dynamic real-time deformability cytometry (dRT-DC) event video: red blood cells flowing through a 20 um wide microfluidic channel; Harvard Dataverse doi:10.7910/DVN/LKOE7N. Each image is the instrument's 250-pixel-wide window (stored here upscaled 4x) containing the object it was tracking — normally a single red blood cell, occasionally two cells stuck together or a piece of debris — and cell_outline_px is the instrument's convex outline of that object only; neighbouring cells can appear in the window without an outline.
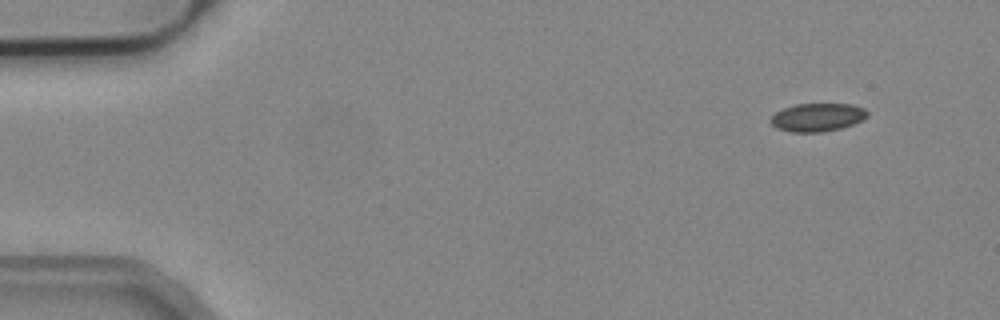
{"species": "common noctule bat (a hibernating species)", "species_latin": "Nyctalus noctula", "temperature_condition": "cold", "stored_images_in_passage": 50, "camera_frame_rate_fps": 3000, "um_per_image_px": 0.085, "animal": {"sex": "male", "body_mass_g": 19.2, "forearm_length_mm": 51.8}, "frame": {"image": 1, "passage_image": 1, "time_ms": 0.0, "image_size_px": [1000, 320], "cell_outline_px": [[868, 116], [864, 120], [840, 128], [820, 132], [792, 132], [776, 128], [768, 120], [776, 112], [784, 108], [796, 104], [852, 104], [864, 108], [868, 112]], "centroid_in_image_um": [69.48, 9.97], "position_along_channel_um": 15.5, "area_um2": 15.9}}
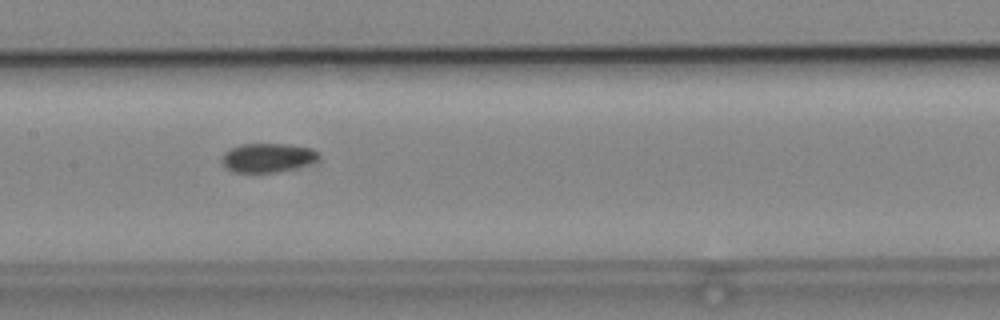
{"frame": {"image": 2, "passage_image": 23, "time_ms": 7.333, "image_size_px": [1000, 320], "cell_outline_px": [[320, 156], [316, 160], [308, 164], [276, 172], [232, 172], [224, 168], [220, 160], [220, 156], [224, 152], [240, 144], [288, 144], [308, 148], [316, 152]], "centroid_in_image_um": [22.65, 13.41], "position_along_channel_um": 184.8, "area_um2": 16.3}}
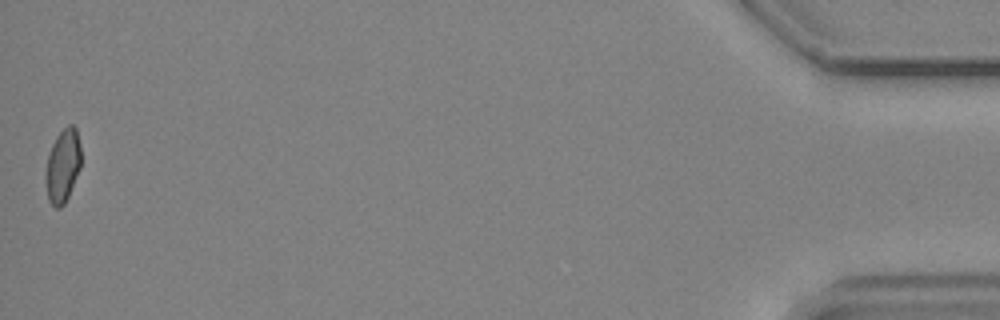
{"frame": {"image": 3, "passage_image": 50, "time_ms": 16.333, "image_size_px": [1000, 320], "cell_outline_px": [[80, 168], [68, 196], [64, 204], [60, 208], [56, 208], [48, 200], [44, 172], [48, 152], [56, 136], [68, 124], [72, 124], [76, 128], [80, 144]], "centroid_in_image_um": [5.31, 14.08], "position_along_channel_um": 429.9, "area_um2": 15.26}}